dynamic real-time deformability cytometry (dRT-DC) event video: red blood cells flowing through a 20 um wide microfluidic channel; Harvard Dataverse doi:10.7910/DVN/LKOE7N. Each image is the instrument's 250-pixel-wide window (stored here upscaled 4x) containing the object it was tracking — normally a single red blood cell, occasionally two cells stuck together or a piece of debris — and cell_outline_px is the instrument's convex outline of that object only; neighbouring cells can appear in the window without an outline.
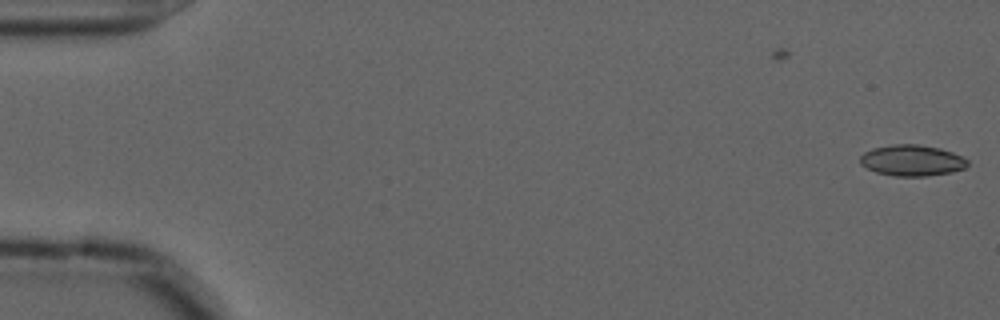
{"species": "common noctule bat (a hibernating species)", "species_latin": "Nyctalus noctula", "temperature_condition": "cold", "stored_images_in_passage": 6, "camera_frame_rate_fps": 3000, "um_per_image_px": 0.085, "animal": {"sex": "male", "forearm_length_mm": 52.5}, "frame": {"image": 1, "passage_image": 6, "time_ms": 1.667, "image_size_px": [1000, 320], "cell_outline_px": [[968, 164], [964, 168], [952, 172], [924, 176], [896, 176], [876, 172], [860, 164], [860, 156], [864, 152], [872, 148], [892, 144], [916, 144], [940, 148], [964, 156], [968, 160]], "centroid_in_image_um": [77.52, 13.63], "position_along_channel_um": 7.5, "area_um2": 19.48}}